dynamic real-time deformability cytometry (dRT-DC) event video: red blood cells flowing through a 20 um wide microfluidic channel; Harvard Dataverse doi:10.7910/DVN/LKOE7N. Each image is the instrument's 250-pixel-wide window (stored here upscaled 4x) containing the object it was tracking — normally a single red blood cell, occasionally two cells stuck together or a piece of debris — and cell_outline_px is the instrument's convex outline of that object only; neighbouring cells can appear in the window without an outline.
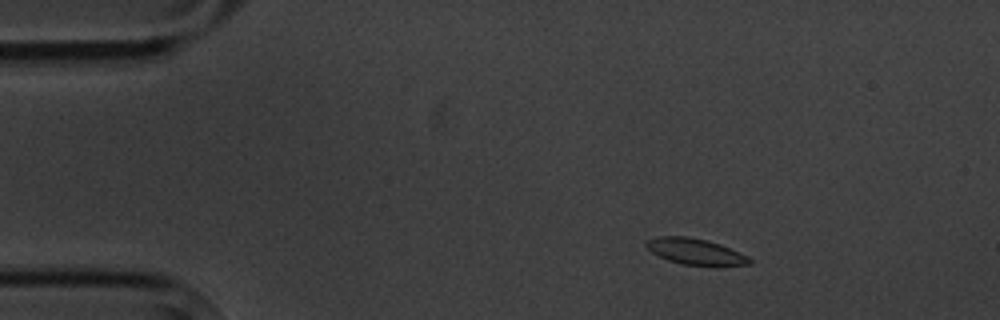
{"species": "common noctule bat (a hibernating species)", "species_latin": "Nyctalus noctula", "temperature_condition": "cold", "stored_images_in_passage": 7, "camera_frame_rate_fps": 3000, "um_per_image_px": 0.085, "animal": {"sex": "male", "body_mass_g": 20.1, "forearm_length_mm": 53.5}, "frame": {"image": 1, "passage_image": 2, "time_ms": 1.333, "image_size_px": [1000, 320], "cell_outline_px": [[752, 264], [680, 264], [668, 260], [652, 252], [644, 244], [648, 240], [656, 236], [688, 236], [708, 240], [720, 244], [748, 256], [752, 260]], "centroid_in_image_um": [59.06, 21.34], "position_along_channel_um": 25.9, "area_um2": 15.26}}
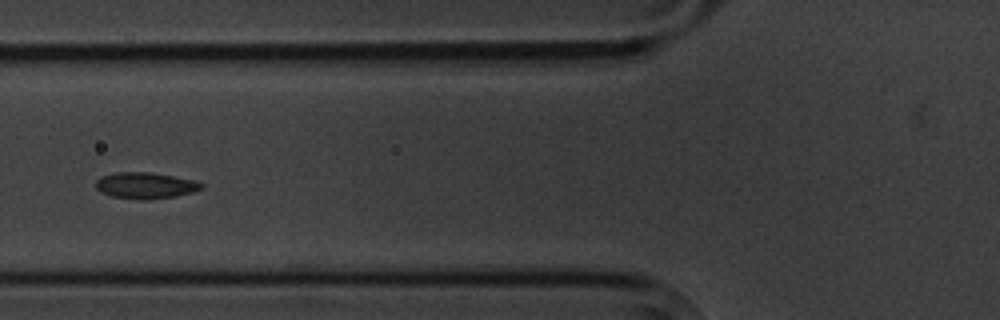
{"frame": {"image": 2, "passage_image": 6, "time_ms": 5.667, "image_size_px": [1000, 320], "cell_outline_px": [[204, 188], [192, 192], [176, 196], [148, 200], [136, 200], [112, 196], [100, 192], [96, 188], [96, 180], [100, 176], [116, 172], [148, 172], [196, 180], [204, 184]], "centroid_in_image_um": [12.36, 15.77], "position_along_channel_um": 113.4, "area_um2": 16.36}}
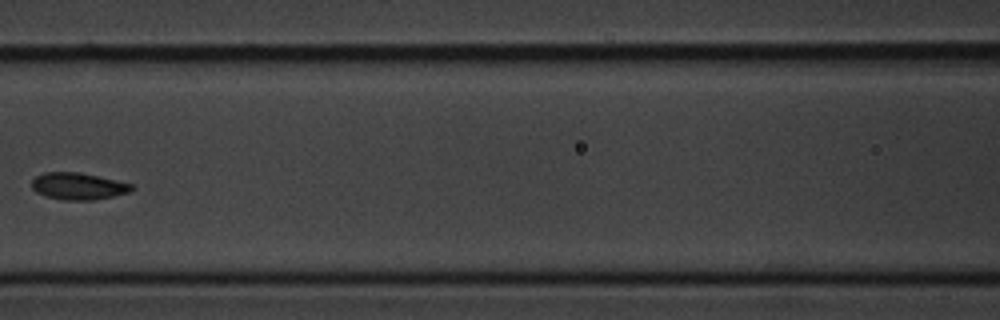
{"frame": {"image": 3, "passage_image": 7, "time_ms": 7.0, "image_size_px": [1000, 320], "cell_outline_px": [[132, 188], [128, 192], [96, 200], [64, 200], [44, 196], [36, 192], [32, 188], [32, 180], [36, 176], [44, 172], [80, 172], [100, 176], [132, 184]], "centroid_in_image_um": [6.61, 15.82], "position_along_channel_um": 160.0, "area_um2": 15.66}}